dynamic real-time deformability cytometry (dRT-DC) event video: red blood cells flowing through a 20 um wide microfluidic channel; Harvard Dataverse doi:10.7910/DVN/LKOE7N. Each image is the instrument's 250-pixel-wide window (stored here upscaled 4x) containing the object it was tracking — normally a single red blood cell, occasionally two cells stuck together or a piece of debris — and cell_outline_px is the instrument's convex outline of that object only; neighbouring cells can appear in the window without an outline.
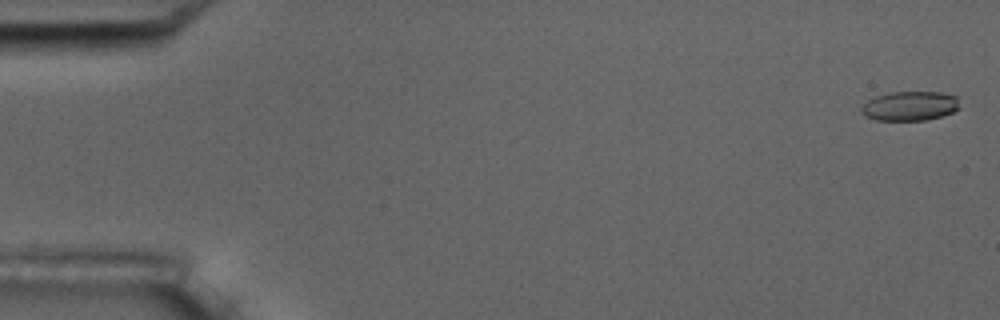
{"species": "common noctule bat (a hibernating species)", "species_latin": "Nyctalus noctula", "temperature_condition": "room temperature", "stored_images_in_passage": 6, "camera_frame_rate_fps": 3000, "um_per_image_px": 0.085, "animal": {"sex": "male", "body_mass_g": 17.5, "forearm_length_mm": 52.3}, "frame": {"image": 1, "passage_image": 1, "time_ms": 0.0, "image_size_px": [1000, 320], "cell_outline_px": [[960, 108], [952, 112], [940, 116], [924, 120], [876, 120], [864, 116], [860, 112], [860, 108], [868, 100], [876, 96], [892, 92], [940, 92], [956, 96]], "centroid_in_image_um": [77.31, 9.01], "position_along_channel_um": 7.7, "area_um2": 16.76}}
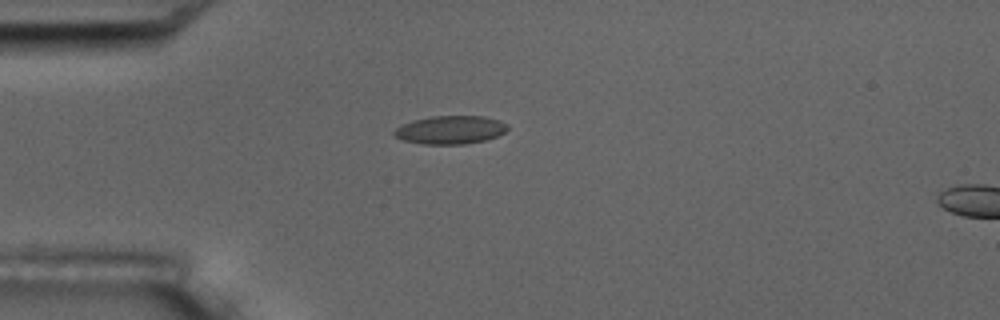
{"frame": {"image": 2, "passage_image": 5, "time_ms": 4.667, "image_size_px": [1000, 320], "cell_outline_px": [[508, 128], [504, 132], [496, 136], [484, 140], [464, 144], [424, 144], [404, 140], [396, 136], [392, 132], [396, 128], [412, 120], [432, 116], [484, 116], [500, 120], [508, 124]], "centroid_in_image_um": [38.3, 11.03], "position_along_channel_um": 46.7, "area_um2": 18.55}}